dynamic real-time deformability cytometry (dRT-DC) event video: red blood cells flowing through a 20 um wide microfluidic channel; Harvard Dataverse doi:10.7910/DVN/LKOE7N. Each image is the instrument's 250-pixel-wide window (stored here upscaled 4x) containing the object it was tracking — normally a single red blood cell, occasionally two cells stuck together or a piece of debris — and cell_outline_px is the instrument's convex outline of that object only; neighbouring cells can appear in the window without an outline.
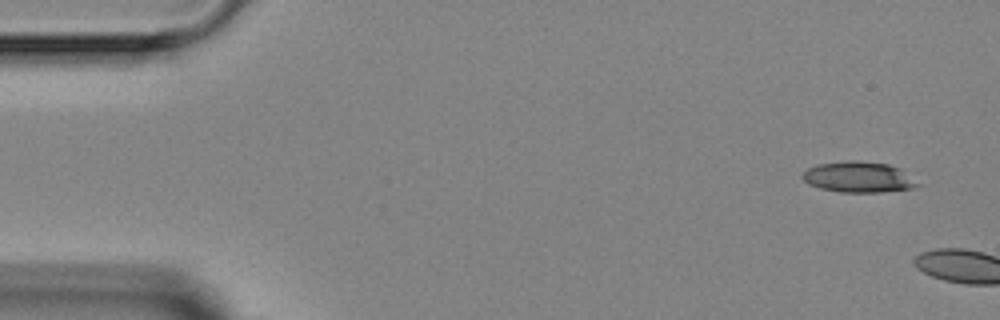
{"species": "Egyptian fruit bat (a non-hibernating species)", "species_latin": "Rousettus aegyptiacus", "temperature_condition": "room temperature", "stored_images_in_passage": 2, "camera_frame_rate_fps": 3000, "um_per_image_px": 0.085, "animal": {"sex": "female"}, "frame": {"image": 1, "passage_image": 1, "time_ms": 0.0, "image_size_px": [1000, 320], "cell_outline_px": [[924, 184], [912, 188], [880, 192], [840, 192], [820, 188], [808, 184], [800, 176], [808, 168], [816, 164], [844, 160], [856, 160], [888, 164], [900, 168]], "centroid_in_image_um": [73.0, 15.04], "position_along_channel_um": 12.0, "area_um2": 20.98}}